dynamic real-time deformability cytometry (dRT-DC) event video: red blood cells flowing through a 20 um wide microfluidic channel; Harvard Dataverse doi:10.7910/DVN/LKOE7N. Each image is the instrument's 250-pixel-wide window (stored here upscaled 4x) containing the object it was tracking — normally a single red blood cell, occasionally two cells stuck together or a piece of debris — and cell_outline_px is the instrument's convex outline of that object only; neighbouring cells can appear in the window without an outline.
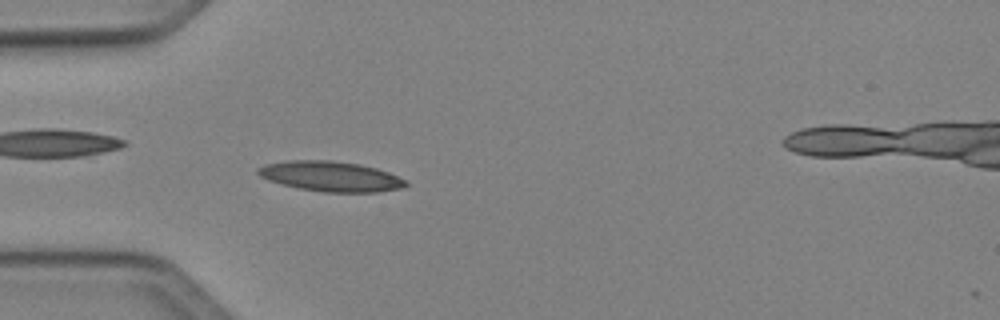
{"species": "Egyptian fruit bat (a non-hibernating species)", "species_latin": "Rousettus aegyptiacus", "temperature_condition": "cold", "stored_images_in_passage": 16, "camera_frame_rate_fps": 3000, "um_per_image_px": 0.085, "animal": {"sex": "female"}, "frame": {"image": 1, "passage_image": 15, "time_ms": 4.667, "image_size_px": [1000, 320], "cell_outline_px": [[408, 184], [400, 188], [376, 192], [324, 192], [300, 188], [268, 180], [260, 176], [256, 172], [256, 168], [264, 164], [288, 160], [332, 160], [360, 164], [376, 168], [388, 172], [408, 180]], "centroid_in_image_um": [28.1, 14.98], "position_along_channel_um": 56.9, "area_um2": 25.95}}